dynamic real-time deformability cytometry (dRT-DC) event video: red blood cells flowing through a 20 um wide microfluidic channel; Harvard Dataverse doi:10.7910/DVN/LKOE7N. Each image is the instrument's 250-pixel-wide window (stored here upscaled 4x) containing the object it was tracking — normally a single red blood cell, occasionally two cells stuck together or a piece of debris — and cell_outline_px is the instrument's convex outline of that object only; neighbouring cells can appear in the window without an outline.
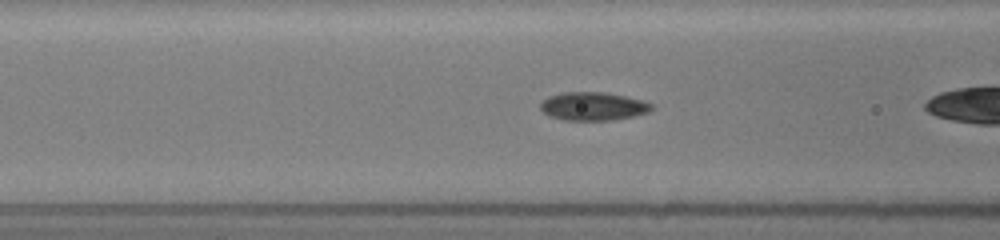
{"species": "common noctule bat (a hibernating species)", "species_latin": "Nyctalus noctula", "temperature_condition": "room temperature", "stored_images_in_passage": 27, "camera_frame_rate_fps": 3000, "um_per_image_px": 0.085, "animal": {"sex": "female", "body_mass_g": 19.5, "forearm_length_mm": 54.1}, "frame": {"image": 1, "passage_image": 5, "time_ms": 1.333, "image_size_px": [1000, 240], "cell_outline_px": [[652, 108], [648, 112], [616, 120], [564, 120], [548, 116], [540, 108], [540, 104], [548, 96], [564, 92], [608, 92], [640, 100], [652, 104]], "centroid_in_image_um": [50.38, 9.03], "position_along_channel_um": 116.2, "area_um2": 18.26}}
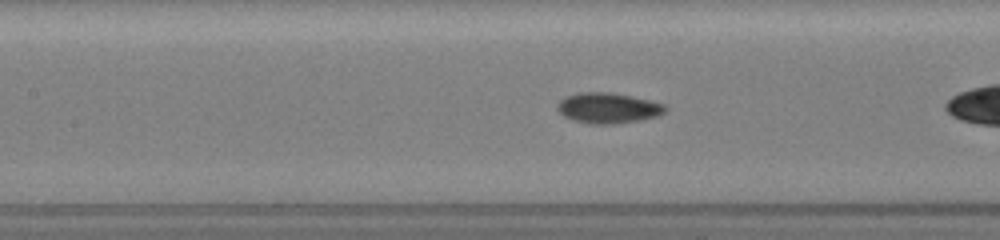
{"frame": {"image": 2, "passage_image": 8, "time_ms": 2.333, "image_size_px": [1000, 240], "cell_outline_px": [[668, 108], [660, 116], [640, 120], [616, 124], [588, 124], [572, 120], [564, 116], [556, 108], [556, 104], [564, 96], [576, 92], [612, 92], [632, 96], [664, 104]], "centroid_in_image_um": [51.66, 9.18], "position_along_channel_um": 155.7, "area_um2": 19.54}}